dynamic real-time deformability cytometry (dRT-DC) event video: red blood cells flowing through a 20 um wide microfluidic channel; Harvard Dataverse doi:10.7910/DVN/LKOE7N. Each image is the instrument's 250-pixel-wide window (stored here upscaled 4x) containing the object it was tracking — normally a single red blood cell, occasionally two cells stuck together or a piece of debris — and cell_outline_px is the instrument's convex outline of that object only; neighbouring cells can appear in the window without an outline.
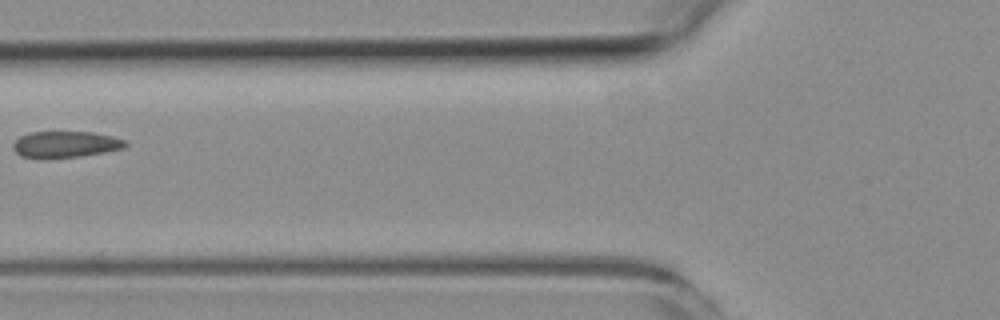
{"species": "common noctule bat (a hibernating species)", "species_latin": "Nyctalus noctula", "temperature_condition": "room temperature", "stored_images_in_passage": 6, "camera_frame_rate_fps": 3000, "um_per_image_px": 0.085, "animal": {"sex": "female", "body_mass_g": 19.3, "forearm_length_mm": 54.1}, "frame": {"image": 1, "passage_image": 6, "time_ms": 7.0, "image_size_px": [1000, 320], "cell_outline_px": [[128, 144], [124, 148], [104, 152], [76, 156], [20, 156], [12, 148], [12, 144], [20, 136], [28, 132], [92, 132], [112, 136], [124, 140]], "centroid_in_image_um": [5.57, 12.23], "position_along_channel_um": 120.2, "area_um2": 16.65}}